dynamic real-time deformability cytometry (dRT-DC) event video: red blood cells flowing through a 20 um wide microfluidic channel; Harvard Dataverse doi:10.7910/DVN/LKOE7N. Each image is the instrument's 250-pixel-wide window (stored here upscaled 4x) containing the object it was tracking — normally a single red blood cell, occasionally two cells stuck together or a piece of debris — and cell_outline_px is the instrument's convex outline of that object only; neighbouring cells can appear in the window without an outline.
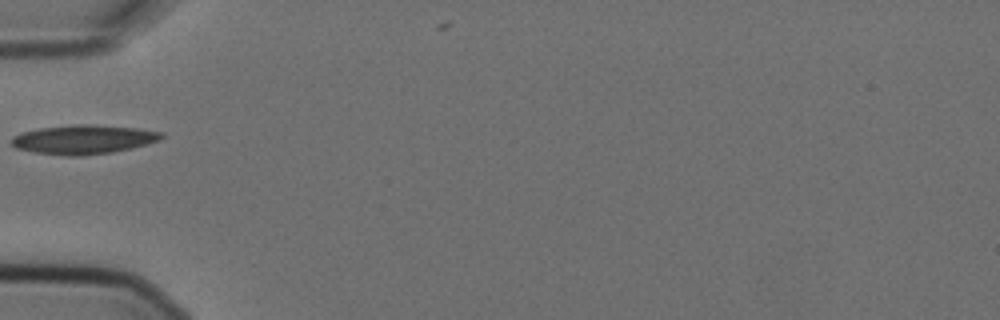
{"species": "Egyptian fruit bat (a non-hibernating species)", "species_latin": "Rousettus aegyptiacus", "temperature_condition": "cold", "stored_images_in_passage": 1, "camera_frame_rate_fps": 3000, "um_per_image_px": 0.085, "animal": {"sex": "female"}, "frame": {"image": 1, "passage_image": 1, "time_ms": 0.0, "image_size_px": [1000, 320], "cell_outline_px": [[164, 136], [160, 140], [132, 148], [112, 152], [80, 156], [68, 156], [36, 152], [16, 148], [12, 144], [12, 136], [24, 132], [40, 128], [72, 124], [88, 124], [136, 128], [164, 132]], "centroid_in_image_um": [7.12, 11.85], "position_along_channel_um": 77.9, "area_um2": 25.32}}